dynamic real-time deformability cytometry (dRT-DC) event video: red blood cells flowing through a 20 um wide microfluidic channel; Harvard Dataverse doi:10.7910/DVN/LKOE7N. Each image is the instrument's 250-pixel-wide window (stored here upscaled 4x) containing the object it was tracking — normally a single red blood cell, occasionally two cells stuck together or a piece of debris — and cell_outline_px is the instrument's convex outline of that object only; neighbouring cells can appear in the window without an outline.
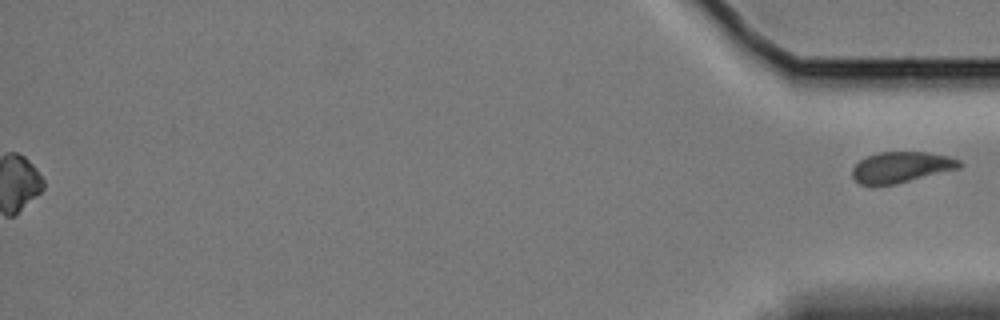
{"species": "Egyptian fruit bat (a non-hibernating species)", "species_latin": "Rousettus aegyptiacus", "temperature_condition": "cold", "stored_images_in_passage": 61, "segment_of_instrument_passage": [2, 2], "camera_frame_rate_fps": 3000, "um_per_image_px": 0.085, "animal": {"sex": "female"}, "frame": {"image": 1, "passage_image": 61, "time_ms": 20.0, "image_size_px": [1000, 320], "cell_outline_px": [[964, 164], [960, 168], [896, 184], [860, 184], [852, 176], [852, 168], [860, 160], [868, 156], [880, 152], [928, 152], [948, 156], [960, 160]], "centroid_in_image_um": [76.64, 14.2], "position_along_channel_um": 358.6, "area_um2": 19.13}}